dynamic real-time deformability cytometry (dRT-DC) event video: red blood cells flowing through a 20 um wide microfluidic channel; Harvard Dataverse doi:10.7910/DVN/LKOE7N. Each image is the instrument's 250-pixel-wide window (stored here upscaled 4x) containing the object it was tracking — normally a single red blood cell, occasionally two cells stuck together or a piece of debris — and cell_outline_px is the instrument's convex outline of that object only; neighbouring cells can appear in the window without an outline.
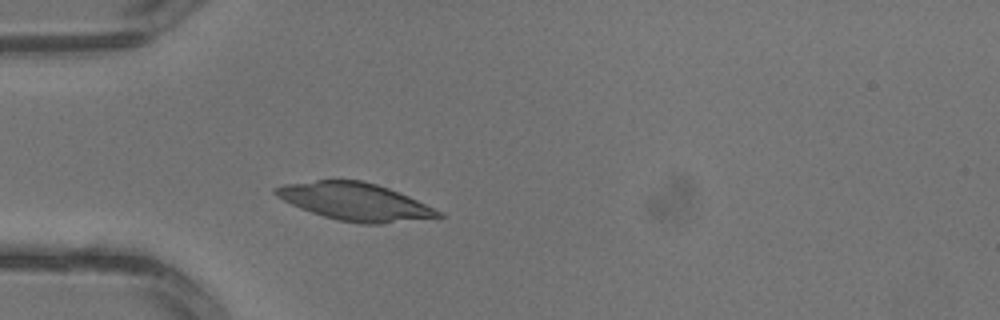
{"species": "common noctule bat (a hibernating species)", "species_latin": "Nyctalus noctula", "temperature_condition": "warm", "stored_images_in_passage": 3, "camera_frame_rate_fps": 3000, "um_per_image_px": 0.085, "animal": {"sex": "male", "body_mass_g": 13.3}, "frame": {"image": 1, "passage_image": 3, "time_ms": 0.667, "image_size_px": [1000, 320], "cell_outline_px": [[444, 216], [384, 224], [360, 224], [340, 220], [324, 216], [300, 208], [276, 196], [272, 192], [272, 188], [284, 184], [316, 180], [360, 180], [376, 184], [388, 188], [408, 196], [440, 212]], "centroid_in_image_um": [30.13, 17.14], "position_along_channel_um": 54.9, "area_um2": 35.2}}